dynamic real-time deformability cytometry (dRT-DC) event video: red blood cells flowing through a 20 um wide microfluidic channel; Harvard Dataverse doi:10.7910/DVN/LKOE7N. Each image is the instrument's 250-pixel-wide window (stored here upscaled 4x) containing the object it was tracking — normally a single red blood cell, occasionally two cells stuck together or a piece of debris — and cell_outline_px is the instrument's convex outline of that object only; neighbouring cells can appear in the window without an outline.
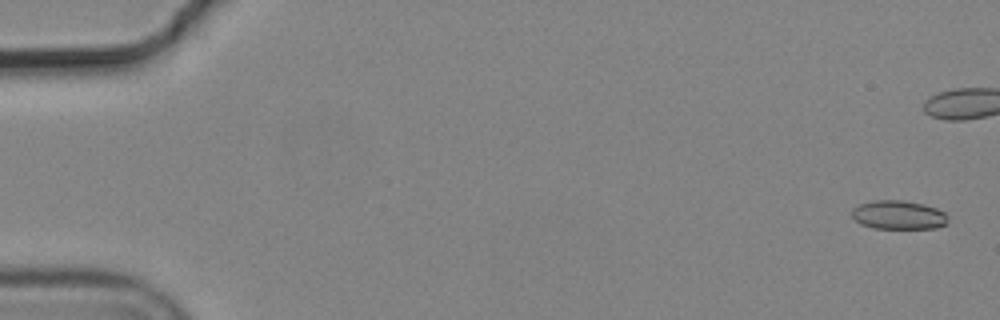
{"species": "common noctule bat (a hibernating species)", "species_latin": "Nyctalus noctula", "temperature_condition": "cold", "stored_images_in_passage": 7, "camera_frame_rate_fps": 3000, "um_per_image_px": 0.085, "animal": {"sex": "male", "body_mass_g": 19.2, "forearm_length_mm": 51.8}, "frame": {"image": 1, "passage_image": 1, "time_ms": 0.0, "image_size_px": [1000, 320], "cell_outline_px": [[948, 224], [936, 228], [872, 228], [860, 224], [852, 216], [852, 208], [860, 204], [872, 200], [904, 200], [924, 204], [936, 208], [944, 212], [948, 216]], "centroid_in_image_um": [76.39, 18.27], "position_along_channel_um": 8.6, "area_um2": 16.3}}
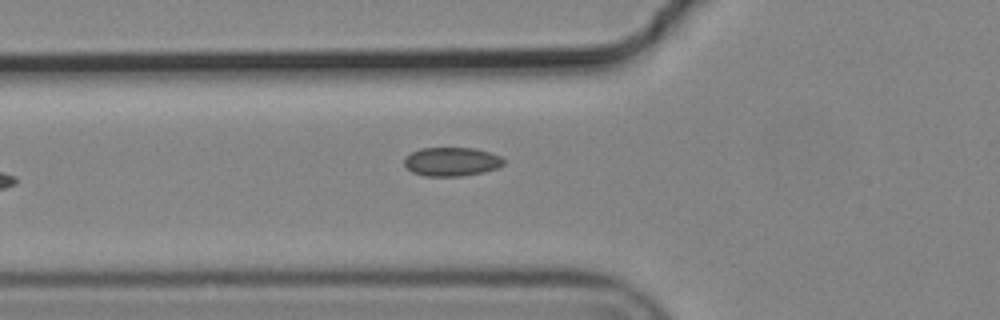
{"frame": {"image": 2, "passage_image": 7, "time_ms": 2.0, "image_size_px": [1000, 320], "cell_outline_px": [[504, 164], [496, 168], [484, 172], [464, 176], [424, 176], [412, 172], [404, 164], [404, 156], [420, 148], [472, 148], [488, 152], [500, 156], [504, 160]], "centroid_in_image_um": [38.36, 13.75], "position_along_channel_um": 87.4, "area_um2": 16.7}}